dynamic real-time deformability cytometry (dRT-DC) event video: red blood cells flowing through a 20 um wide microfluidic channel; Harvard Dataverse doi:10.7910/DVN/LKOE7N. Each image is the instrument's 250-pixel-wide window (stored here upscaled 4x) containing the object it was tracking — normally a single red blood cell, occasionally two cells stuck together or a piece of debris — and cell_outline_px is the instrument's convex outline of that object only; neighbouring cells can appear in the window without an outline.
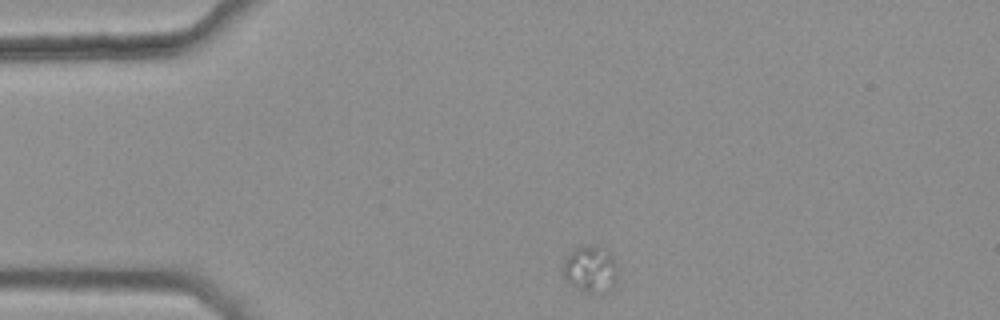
{"species": "common noctule bat (a hibernating species)", "species_latin": "Nyctalus noctula", "temperature_condition": "warm", "stored_images_in_passage": 5, "camera_frame_rate_fps": 3000, "um_per_image_px": 0.085, "animal": {"sex": "female", "body_mass_g": 25.1}, "frame": {"image": 1, "passage_image": 1, "time_ms": 0.0, "image_size_px": [1000, 320], "cell_outline_px": [[616, 280], [608, 292], [588, 292], [564, 280], [564, 260], [580, 244], [596, 244], [608, 252], [612, 256], [616, 264]], "centroid_in_image_um": [50.2, 22.84], "position_along_channel_um": 34.8, "area_um2": 14.62}}
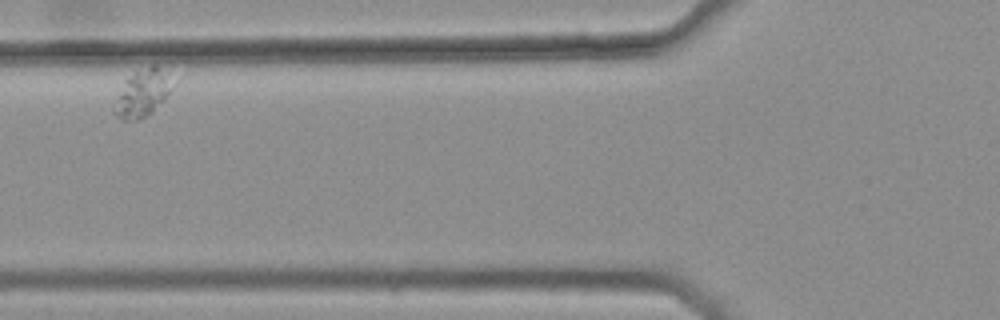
{"frame": {"image": 2, "passage_image": 4, "time_ms": 1.0, "image_size_px": [1000, 320], "cell_outline_px": [[168, 92], [164, 100], [152, 112], [140, 120], [120, 120], [116, 112], [124, 80], [136, 72], [152, 64], [156, 64], [168, 88]], "centroid_in_image_um": [12.05, 7.98], "position_along_channel_um": 113.8, "area_um2": 14.28}}